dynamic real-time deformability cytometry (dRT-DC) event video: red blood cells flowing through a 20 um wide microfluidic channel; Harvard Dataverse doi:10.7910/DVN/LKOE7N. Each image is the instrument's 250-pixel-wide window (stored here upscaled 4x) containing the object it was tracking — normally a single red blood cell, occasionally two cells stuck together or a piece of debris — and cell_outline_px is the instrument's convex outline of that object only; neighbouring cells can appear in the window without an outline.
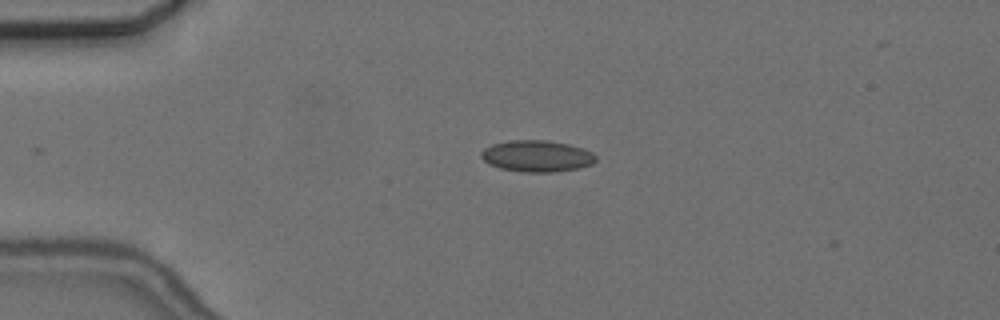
{"species": "common noctule bat (a hibernating species)", "species_latin": "Nyctalus noctula", "temperature_condition": "cold", "stored_images_in_passage": 2, "camera_frame_rate_fps": 3000, "um_per_image_px": 0.085, "animal": {"sex": "female", "body_mass_g": 24.6, "forearm_length_mm": 56.2}, "frame": {"image": 1, "passage_image": 1, "time_ms": 0.0, "image_size_px": [1000, 320], "cell_outline_px": [[596, 160], [592, 164], [580, 168], [556, 172], [520, 172], [500, 168], [488, 164], [480, 156], [480, 152], [484, 148], [492, 144], [508, 140], [548, 140], [568, 144], [584, 148], [592, 152], [596, 156]], "centroid_in_image_um": [45.63, 13.27], "position_along_channel_um": 39.4, "area_um2": 21.33}}